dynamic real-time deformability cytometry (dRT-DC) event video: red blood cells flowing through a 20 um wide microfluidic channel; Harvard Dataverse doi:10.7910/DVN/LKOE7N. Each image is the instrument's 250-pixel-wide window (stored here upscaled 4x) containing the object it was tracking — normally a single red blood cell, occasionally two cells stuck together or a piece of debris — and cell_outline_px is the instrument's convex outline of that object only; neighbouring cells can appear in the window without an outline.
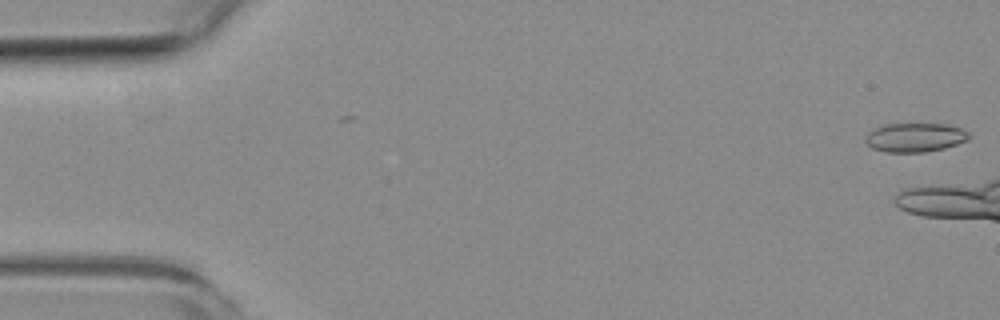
{"species": "common noctule bat (a hibernating species)", "species_latin": "Nyctalus noctula", "temperature_condition": "room temperature", "stored_images_in_passage": 11, "camera_frame_rate_fps": 3000, "um_per_image_px": 0.085, "animal": {"sex": "female", "body_mass_g": 19.3, "forearm_length_mm": 54.1}, "frame": {"image": 1, "passage_image": 1, "time_ms": 0.0, "image_size_px": [1000, 320], "cell_outline_px": [[968, 140], [944, 148], [924, 152], [884, 152], [872, 148], [864, 140], [864, 136], [872, 128], [884, 124], [948, 124], [960, 128], [968, 132]], "centroid_in_image_um": [77.72, 11.68], "position_along_channel_um": 7.3, "area_um2": 17.57}}
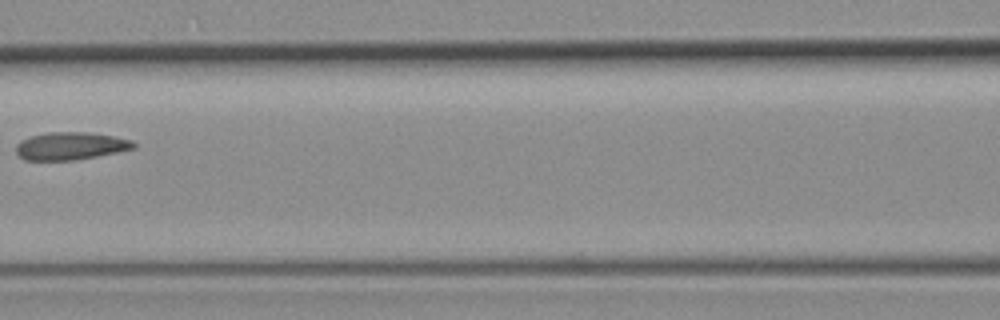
{"frame": {"image": 2, "passage_image": 10, "time_ms": 11.333, "image_size_px": [1000, 320], "cell_outline_px": [[136, 148], [96, 156], [72, 160], [24, 160], [16, 152], [16, 144], [20, 140], [32, 136], [48, 132], [88, 132], [112, 136], [132, 140], [136, 144]], "centroid_in_image_um": [5.98, 12.4], "position_along_channel_um": 160.6, "area_um2": 18.84}}
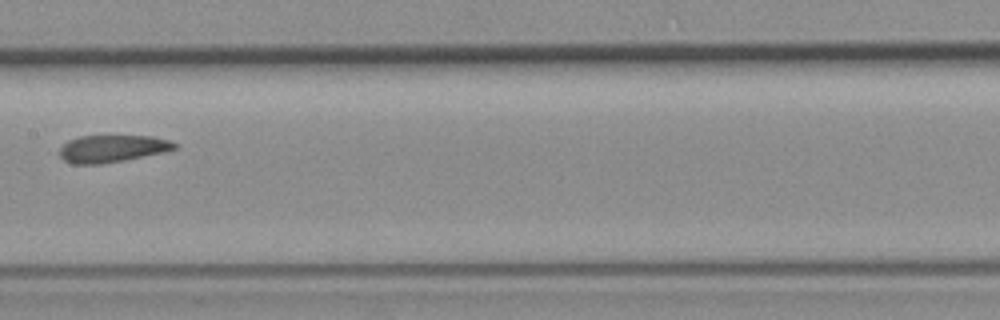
{"frame": {"image": 3, "passage_image": 11, "time_ms": 12.333, "image_size_px": [1000, 320], "cell_outline_px": [[180, 144], [176, 148], [164, 152], [124, 160], [100, 164], [72, 164], [64, 160], [60, 156], [60, 148], [68, 140], [80, 136], [108, 132], [152, 136], [172, 140]], "centroid_in_image_um": [9.58, 12.56], "position_along_channel_um": 197.8, "area_um2": 19.36}}